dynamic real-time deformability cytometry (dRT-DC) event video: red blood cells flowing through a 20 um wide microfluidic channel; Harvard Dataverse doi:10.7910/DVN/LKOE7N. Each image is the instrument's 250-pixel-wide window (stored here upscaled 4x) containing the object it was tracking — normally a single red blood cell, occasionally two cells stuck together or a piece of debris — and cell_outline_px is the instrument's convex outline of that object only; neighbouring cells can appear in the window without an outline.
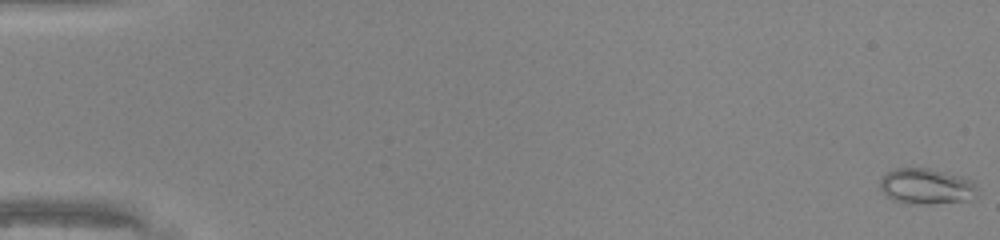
{"species": "common noctule bat (a hibernating species)", "species_latin": "Nyctalus noctula", "temperature_condition": "warm", "stored_images_in_passage": 49, "camera_frame_rate_fps": 3000, "um_per_image_px": 0.085, "animal": {"sex": "male", "body_mass_g": 20.0, "forearm_length_mm": 53.3}, "frame": {"image": 1, "passage_image": 1, "time_ms": 0.0, "image_size_px": [1000, 240], "cell_outline_px": [[976, 188], [968, 200], [928, 204], [908, 204], [896, 200], [888, 196], [880, 188], [880, 176], [896, 168], [928, 168], [960, 176], [972, 180], [976, 184]], "centroid_in_image_um": [78.69, 15.83], "position_along_channel_um": 6.3, "area_um2": 19.94}}
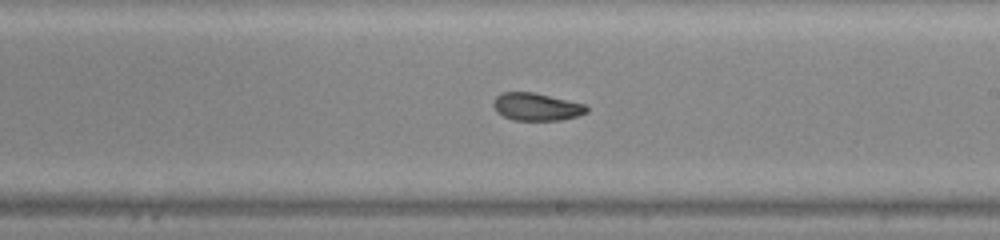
{"frame": {"image": 2, "passage_image": 30, "time_ms": 9.667, "image_size_px": [1000, 240], "cell_outline_px": [[588, 112], [576, 116], [560, 120], [512, 120], [496, 112], [492, 104], [496, 96], [504, 92], [532, 92], [584, 104], [588, 108]], "centroid_in_image_um": [45.56, 9.08], "position_along_channel_um": 243.4, "area_um2": 14.85}}
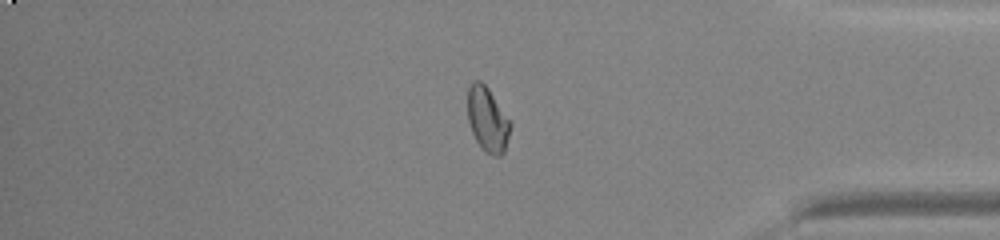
{"frame": {"image": 3, "passage_image": 42, "time_ms": 13.667, "image_size_px": [1000, 240], "cell_outline_px": [[512, 124], [504, 152], [500, 156], [492, 156], [476, 140], [472, 132], [468, 120], [468, 88], [472, 80], [480, 80], [488, 88]], "centroid_in_image_um": [41.44, 10.13], "position_along_channel_um": 393.8, "area_um2": 15.84}, "authors_computed_cell_mechanics": {"area_um2": 16.1262, "velocity_mm_per_s": 4.315, "shape_relaxation_time_tau1_ms": null, "shape_relaxation_time_tau2_ms": 2.4754, "deformation_change_tau1": null, "deformation_change_tau2": 0.0735}}